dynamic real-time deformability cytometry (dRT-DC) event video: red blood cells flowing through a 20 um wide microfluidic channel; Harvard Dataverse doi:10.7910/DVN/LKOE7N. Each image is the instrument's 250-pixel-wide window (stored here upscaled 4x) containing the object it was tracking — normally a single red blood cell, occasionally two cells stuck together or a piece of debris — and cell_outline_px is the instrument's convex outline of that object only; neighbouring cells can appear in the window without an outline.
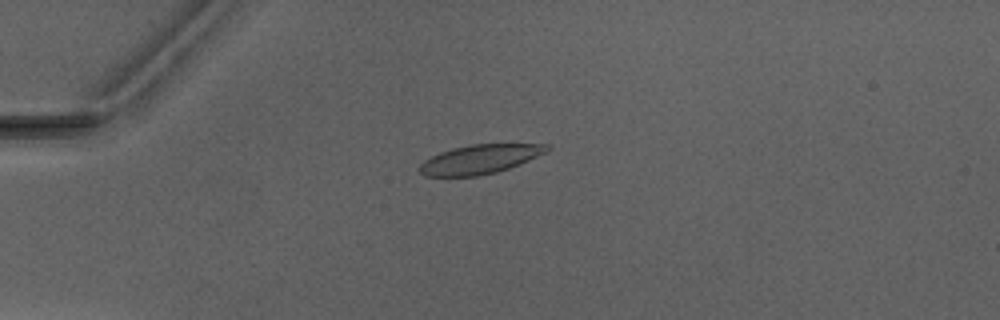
{"species": "Egyptian fruit bat (a non-hibernating species)", "species_latin": "Rousettus aegyptiacus", "temperature_condition": "warm", "stored_images_in_passage": 8, "camera_frame_rate_fps": 3000, "um_per_image_px": 0.085, "animal": {"sex": "male"}, "frame": {"image": 1, "passage_image": 4, "time_ms": 3.667, "image_size_px": [1000, 320], "cell_outline_px": [[552, 148], [548, 152], [508, 168], [496, 172], [480, 176], [424, 176], [416, 168], [424, 160], [440, 152], [452, 148], [468, 144], [552, 144]], "centroid_in_image_um": [40.79, 13.53], "position_along_channel_um": 44.2, "area_um2": 21.79}}
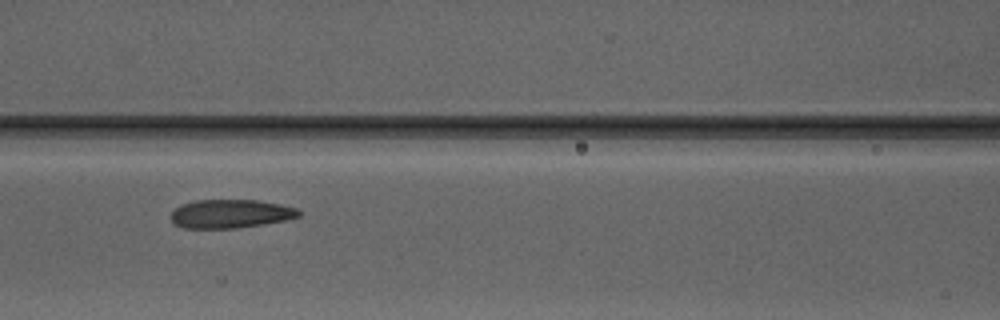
{"frame": {"image": 2, "passage_image": 7, "time_ms": 7.0, "image_size_px": [1000, 320], "cell_outline_px": [[300, 216], [284, 220], [264, 224], [236, 228], [184, 228], [172, 224], [172, 212], [180, 204], [196, 200], [256, 200], [280, 204], [296, 208], [300, 212]], "centroid_in_image_um": [19.57, 18.17], "position_along_channel_um": 147.0, "area_um2": 21.27}}
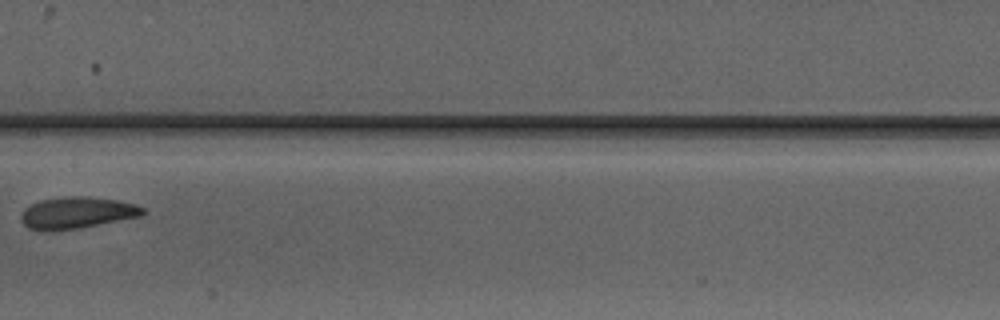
{"frame": {"image": 3, "passage_image": 8, "time_ms": 8.333, "image_size_px": [1000, 320], "cell_outline_px": [[148, 212], [140, 216], [76, 228], [52, 232], [40, 232], [28, 228], [20, 220], [20, 216], [24, 208], [40, 200], [64, 196], [88, 196], [120, 200], [136, 204], [144, 208]], "centroid_in_image_um": [6.5, 18.08], "position_along_channel_um": 200.9, "area_um2": 22.77}}